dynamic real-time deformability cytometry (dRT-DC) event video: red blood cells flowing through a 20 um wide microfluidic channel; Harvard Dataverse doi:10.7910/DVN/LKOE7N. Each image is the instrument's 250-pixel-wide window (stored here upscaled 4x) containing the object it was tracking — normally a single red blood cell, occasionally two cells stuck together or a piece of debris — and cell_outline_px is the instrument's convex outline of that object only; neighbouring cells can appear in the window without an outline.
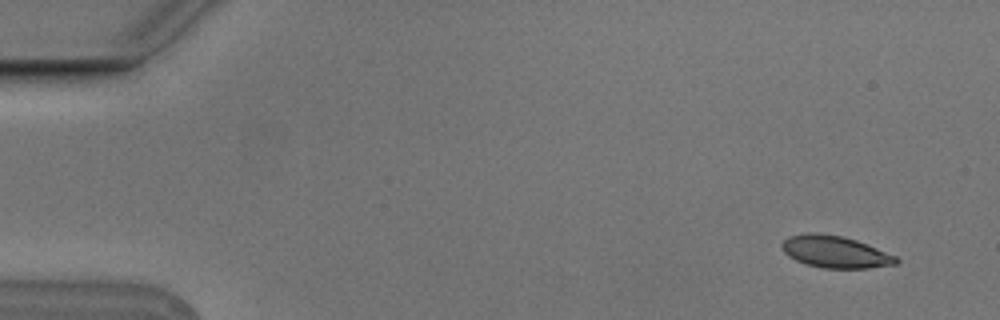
{"species": "Egyptian fruit bat (a non-hibernating species)", "species_latin": "Rousettus aegyptiacus", "temperature_condition": "cold", "stored_images_in_passage": 4, "camera_frame_rate_fps": 3000, "um_per_image_px": 0.085, "animal": {"sex": "male"}, "frame": {"image": 1, "passage_image": 1, "time_ms": 0.0, "image_size_px": [1000, 320], "cell_outline_px": [[900, 260], [896, 264], [868, 268], [824, 268], [808, 264], [796, 260], [788, 256], [780, 248], [780, 244], [788, 236], [804, 232], [808, 232], [840, 236], [856, 240], [868, 244], [896, 256]], "centroid_in_image_um": [70.97, 21.4], "position_along_channel_um": 14.0, "area_um2": 21.27}}
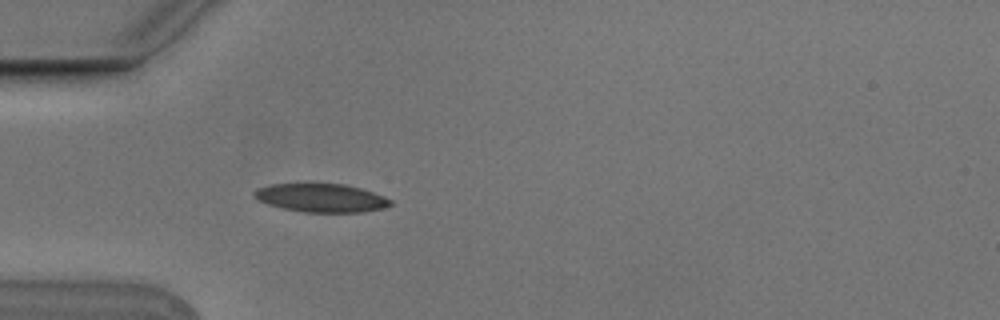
{"frame": {"image": 2, "passage_image": 4, "time_ms": 1.0, "image_size_px": [1000, 320], "cell_outline_px": [[392, 204], [384, 208], [360, 212], [304, 212], [284, 208], [268, 204], [256, 200], [252, 196], [252, 192], [256, 188], [272, 184], [344, 184], [360, 188], [384, 196], [392, 200]], "centroid_in_image_um": [27.27, 16.82], "position_along_channel_um": 57.7, "area_um2": 22.54}}